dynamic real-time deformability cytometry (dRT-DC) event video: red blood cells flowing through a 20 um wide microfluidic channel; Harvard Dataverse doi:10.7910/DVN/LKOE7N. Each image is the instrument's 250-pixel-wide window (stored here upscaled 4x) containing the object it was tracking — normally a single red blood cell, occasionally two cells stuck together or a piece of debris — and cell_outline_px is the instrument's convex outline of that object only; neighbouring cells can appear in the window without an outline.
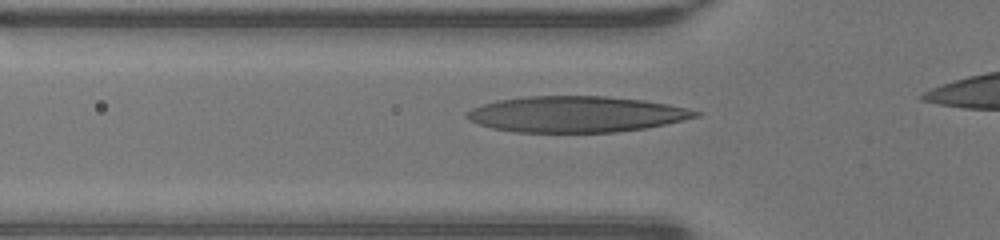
{"species": "human", "species_latin": "Homo sapiens", "temperature_condition": "warm", "stored_images_in_passage": 28, "camera_frame_rate_fps": 3000, "um_per_image_px": 0.085, "donor": {"sex": "male"}, "frame": {"image": 1, "passage_image": 5, "time_ms": 1.333, "image_size_px": [1000, 240], "cell_outline_px": [[700, 116], [684, 120], [644, 128], [616, 132], [516, 132], [492, 128], [468, 120], [464, 116], [464, 112], [472, 108], [496, 100], [524, 96], [608, 96], [644, 100], [668, 104], [688, 108], [700, 112]], "centroid_in_image_um": [48.95, 9.7], "position_along_channel_um": 76.9, "area_um2": 48.09}}
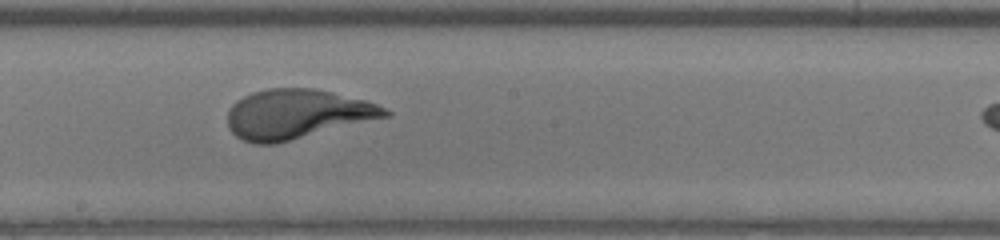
{"frame": {"image": 2, "passage_image": 15, "time_ms": 4.667, "image_size_px": [1000, 240], "cell_outline_px": [[392, 116], [276, 144], [256, 144], [244, 140], [236, 136], [228, 128], [228, 112], [232, 104], [236, 100], [252, 92], [268, 88], [312, 88], [332, 92], [364, 100], [376, 104], [392, 112]], "centroid_in_image_um": [25.25, 9.71], "position_along_channel_um": 223.0, "area_um2": 45.6}}
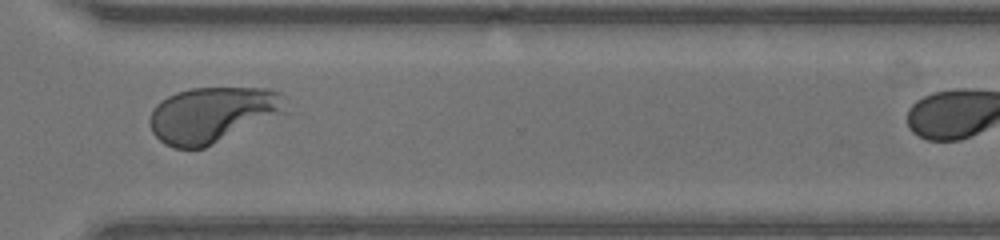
{"frame": {"image": 3, "passage_image": 24, "time_ms": 7.667, "image_size_px": [1000, 240], "cell_outline_px": [[280, 92], [276, 112], [204, 148], [176, 148], [164, 144], [152, 132], [148, 124], [148, 120], [152, 108], [160, 100], [176, 92], [192, 88], [268, 88]], "centroid_in_image_um": [17.78, 9.73], "position_along_channel_um": 352.8, "area_um2": 41.91}}